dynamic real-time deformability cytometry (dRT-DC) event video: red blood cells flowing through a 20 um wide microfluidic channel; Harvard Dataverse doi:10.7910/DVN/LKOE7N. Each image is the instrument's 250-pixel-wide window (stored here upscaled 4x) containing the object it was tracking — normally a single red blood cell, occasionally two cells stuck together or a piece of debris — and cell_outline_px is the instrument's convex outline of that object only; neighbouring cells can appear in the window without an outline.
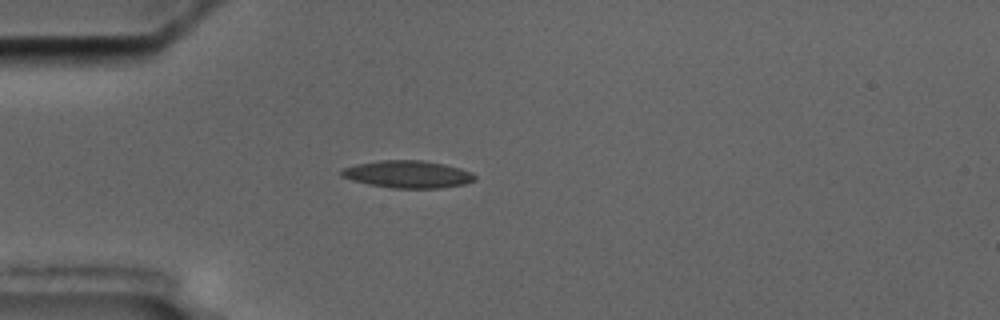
{"species": "common noctule bat (a hibernating species)", "species_latin": "Nyctalus noctula", "temperature_condition": "cold", "stored_images_in_passage": 3, "camera_frame_rate_fps": 3000, "um_per_image_px": 0.085, "animal": {"sex": "male", "body_mass_g": 17.5, "forearm_length_mm": 52.3}, "frame": {"image": 1, "passage_image": 3, "time_ms": 3.667, "image_size_px": [1000, 320], "cell_outline_px": [[476, 180], [464, 184], [440, 188], [388, 188], [368, 184], [352, 180], [340, 176], [336, 172], [340, 168], [356, 164], [380, 160], [424, 160], [444, 164], [460, 168], [472, 172], [476, 176]], "centroid_in_image_um": [34.6, 14.81], "position_along_channel_um": 50.4, "area_um2": 21.62}}